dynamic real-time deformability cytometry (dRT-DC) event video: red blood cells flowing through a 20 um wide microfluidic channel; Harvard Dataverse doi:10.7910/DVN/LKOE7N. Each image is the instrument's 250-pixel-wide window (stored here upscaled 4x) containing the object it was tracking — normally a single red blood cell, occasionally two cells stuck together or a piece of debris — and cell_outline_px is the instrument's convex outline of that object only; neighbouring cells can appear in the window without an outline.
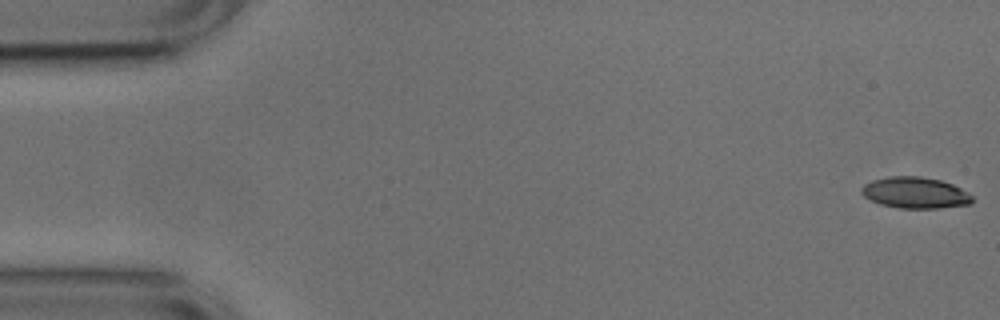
{"species": "common noctule bat (a hibernating species)", "species_latin": "Nyctalus noctula", "temperature_condition": "cold", "stored_images_in_passage": 4, "camera_frame_rate_fps": 3000, "um_per_image_px": 0.085, "animal": {"sex": "male", "body_mass_g": 17.9, "forearm_length_mm": 54.2}, "frame": {"image": 1, "passage_image": 1, "time_ms": 0.0, "image_size_px": [1000, 320], "cell_outline_px": [[972, 200], [968, 204], [940, 208], [900, 208], [880, 204], [864, 196], [860, 192], [860, 188], [864, 184], [872, 180], [888, 176], [920, 176], [940, 180], [952, 184], [968, 192], [972, 196]], "centroid_in_image_um": [77.76, 16.37], "position_along_channel_um": 7.2, "area_um2": 20.11}}